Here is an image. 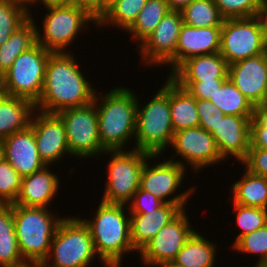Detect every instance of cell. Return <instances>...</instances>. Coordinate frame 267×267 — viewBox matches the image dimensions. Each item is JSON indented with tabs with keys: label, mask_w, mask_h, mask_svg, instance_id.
<instances>
[{
	"label": "cell",
	"mask_w": 267,
	"mask_h": 267,
	"mask_svg": "<svg viewBox=\"0 0 267 267\" xmlns=\"http://www.w3.org/2000/svg\"><path fill=\"white\" fill-rule=\"evenodd\" d=\"M72 54V51L50 53L41 96L35 103L36 110L57 114L94 101L97 89L83 76Z\"/></svg>",
	"instance_id": "6da1fadb"
},
{
	"label": "cell",
	"mask_w": 267,
	"mask_h": 267,
	"mask_svg": "<svg viewBox=\"0 0 267 267\" xmlns=\"http://www.w3.org/2000/svg\"><path fill=\"white\" fill-rule=\"evenodd\" d=\"M124 207L126 204L101 201L92 220L82 219L104 267H121L122 255L136 251L131 240L130 214H125Z\"/></svg>",
	"instance_id": "7a4b0ae2"
},
{
	"label": "cell",
	"mask_w": 267,
	"mask_h": 267,
	"mask_svg": "<svg viewBox=\"0 0 267 267\" xmlns=\"http://www.w3.org/2000/svg\"><path fill=\"white\" fill-rule=\"evenodd\" d=\"M138 100L126 87H113L103 96L95 94L100 143L105 151L123 150L135 137Z\"/></svg>",
	"instance_id": "3957f363"
},
{
	"label": "cell",
	"mask_w": 267,
	"mask_h": 267,
	"mask_svg": "<svg viewBox=\"0 0 267 267\" xmlns=\"http://www.w3.org/2000/svg\"><path fill=\"white\" fill-rule=\"evenodd\" d=\"M142 107L140 109L137 101L133 149L160 155L167 146L170 147L174 134L169 106V76L163 87Z\"/></svg>",
	"instance_id": "277c9868"
},
{
	"label": "cell",
	"mask_w": 267,
	"mask_h": 267,
	"mask_svg": "<svg viewBox=\"0 0 267 267\" xmlns=\"http://www.w3.org/2000/svg\"><path fill=\"white\" fill-rule=\"evenodd\" d=\"M48 209L13 204L14 228L24 261L44 262L49 254L51 241L64 218H57Z\"/></svg>",
	"instance_id": "5b68a950"
},
{
	"label": "cell",
	"mask_w": 267,
	"mask_h": 267,
	"mask_svg": "<svg viewBox=\"0 0 267 267\" xmlns=\"http://www.w3.org/2000/svg\"><path fill=\"white\" fill-rule=\"evenodd\" d=\"M95 256L97 254L89 227L82 218L64 217L51 241L44 265L45 267H88L96 258Z\"/></svg>",
	"instance_id": "8992f818"
},
{
	"label": "cell",
	"mask_w": 267,
	"mask_h": 267,
	"mask_svg": "<svg viewBox=\"0 0 267 267\" xmlns=\"http://www.w3.org/2000/svg\"><path fill=\"white\" fill-rule=\"evenodd\" d=\"M111 154L107 167V182L103 198L106 203L128 204L134 193L140 188L141 173L146 161L159 158L145 151H105Z\"/></svg>",
	"instance_id": "52a82bcc"
},
{
	"label": "cell",
	"mask_w": 267,
	"mask_h": 267,
	"mask_svg": "<svg viewBox=\"0 0 267 267\" xmlns=\"http://www.w3.org/2000/svg\"><path fill=\"white\" fill-rule=\"evenodd\" d=\"M50 53L39 43L21 53L1 76L2 93L22 97L35 104L41 96Z\"/></svg>",
	"instance_id": "ba28073f"
},
{
	"label": "cell",
	"mask_w": 267,
	"mask_h": 267,
	"mask_svg": "<svg viewBox=\"0 0 267 267\" xmlns=\"http://www.w3.org/2000/svg\"><path fill=\"white\" fill-rule=\"evenodd\" d=\"M46 10L41 29L44 32L37 30V43L51 52H67L66 47L74 43L85 26L98 24L86 9L75 4L49 6Z\"/></svg>",
	"instance_id": "9c48e42d"
},
{
	"label": "cell",
	"mask_w": 267,
	"mask_h": 267,
	"mask_svg": "<svg viewBox=\"0 0 267 267\" xmlns=\"http://www.w3.org/2000/svg\"><path fill=\"white\" fill-rule=\"evenodd\" d=\"M64 123L71 156L89 158L105 154L98 130V116L93 101L81 107L69 108L57 113Z\"/></svg>",
	"instance_id": "30bf717a"
},
{
	"label": "cell",
	"mask_w": 267,
	"mask_h": 267,
	"mask_svg": "<svg viewBox=\"0 0 267 267\" xmlns=\"http://www.w3.org/2000/svg\"><path fill=\"white\" fill-rule=\"evenodd\" d=\"M265 36L257 16L224 19L220 51L228 65L264 53Z\"/></svg>",
	"instance_id": "8fae6325"
},
{
	"label": "cell",
	"mask_w": 267,
	"mask_h": 267,
	"mask_svg": "<svg viewBox=\"0 0 267 267\" xmlns=\"http://www.w3.org/2000/svg\"><path fill=\"white\" fill-rule=\"evenodd\" d=\"M182 25L181 11L169 10L156 29L138 44L143 63L151 66L168 65L172 69L168 74L170 76L176 70V48Z\"/></svg>",
	"instance_id": "7c38bea8"
},
{
	"label": "cell",
	"mask_w": 267,
	"mask_h": 267,
	"mask_svg": "<svg viewBox=\"0 0 267 267\" xmlns=\"http://www.w3.org/2000/svg\"><path fill=\"white\" fill-rule=\"evenodd\" d=\"M186 163L183 161L164 160L162 163H157L152 167L149 166L147 161L143 166L141 173L140 187L159 198L167 204H186L192 192L194 193L195 187L175 194L180 187L181 182L185 176ZM174 197L170 198V195ZM176 195V196H175Z\"/></svg>",
	"instance_id": "4fadbf2b"
},
{
	"label": "cell",
	"mask_w": 267,
	"mask_h": 267,
	"mask_svg": "<svg viewBox=\"0 0 267 267\" xmlns=\"http://www.w3.org/2000/svg\"><path fill=\"white\" fill-rule=\"evenodd\" d=\"M170 146L174 148L175 155L169 160L173 161L175 156H179L196 173L206 166L211 167L224 160L214 137L200 126L175 132Z\"/></svg>",
	"instance_id": "5bb4252c"
},
{
	"label": "cell",
	"mask_w": 267,
	"mask_h": 267,
	"mask_svg": "<svg viewBox=\"0 0 267 267\" xmlns=\"http://www.w3.org/2000/svg\"><path fill=\"white\" fill-rule=\"evenodd\" d=\"M185 209L168 225H165L139 252L145 266H157L173 261L187 240L195 232L190 225Z\"/></svg>",
	"instance_id": "9a60e30c"
},
{
	"label": "cell",
	"mask_w": 267,
	"mask_h": 267,
	"mask_svg": "<svg viewBox=\"0 0 267 267\" xmlns=\"http://www.w3.org/2000/svg\"><path fill=\"white\" fill-rule=\"evenodd\" d=\"M30 125L37 143L38 153L46 165L50 166L51 163L62 160L63 156L67 154L71 156L65 126L57 114L35 110Z\"/></svg>",
	"instance_id": "2e32d148"
},
{
	"label": "cell",
	"mask_w": 267,
	"mask_h": 267,
	"mask_svg": "<svg viewBox=\"0 0 267 267\" xmlns=\"http://www.w3.org/2000/svg\"><path fill=\"white\" fill-rule=\"evenodd\" d=\"M228 78L255 107L267 103V58L265 53L230 64Z\"/></svg>",
	"instance_id": "e0dca14e"
},
{
	"label": "cell",
	"mask_w": 267,
	"mask_h": 267,
	"mask_svg": "<svg viewBox=\"0 0 267 267\" xmlns=\"http://www.w3.org/2000/svg\"><path fill=\"white\" fill-rule=\"evenodd\" d=\"M254 116L225 115L211 133L221 157L230 156L240 163L250 148L251 119Z\"/></svg>",
	"instance_id": "ac0fdd59"
},
{
	"label": "cell",
	"mask_w": 267,
	"mask_h": 267,
	"mask_svg": "<svg viewBox=\"0 0 267 267\" xmlns=\"http://www.w3.org/2000/svg\"><path fill=\"white\" fill-rule=\"evenodd\" d=\"M187 204H167L151 211H129L131 240L134 249L140 252L162 227L175 219Z\"/></svg>",
	"instance_id": "d6986e66"
},
{
	"label": "cell",
	"mask_w": 267,
	"mask_h": 267,
	"mask_svg": "<svg viewBox=\"0 0 267 267\" xmlns=\"http://www.w3.org/2000/svg\"><path fill=\"white\" fill-rule=\"evenodd\" d=\"M4 155L10 165L22 176H27L46 164L41 159L31 125L3 139Z\"/></svg>",
	"instance_id": "ffe728a7"
},
{
	"label": "cell",
	"mask_w": 267,
	"mask_h": 267,
	"mask_svg": "<svg viewBox=\"0 0 267 267\" xmlns=\"http://www.w3.org/2000/svg\"><path fill=\"white\" fill-rule=\"evenodd\" d=\"M222 26L196 28L183 23L176 48V69L188 58L218 53Z\"/></svg>",
	"instance_id": "44dd1931"
},
{
	"label": "cell",
	"mask_w": 267,
	"mask_h": 267,
	"mask_svg": "<svg viewBox=\"0 0 267 267\" xmlns=\"http://www.w3.org/2000/svg\"><path fill=\"white\" fill-rule=\"evenodd\" d=\"M49 170L46 165L39 171L22 177L21 188L13 204L48 208L60 186L58 176Z\"/></svg>",
	"instance_id": "7402d4cb"
},
{
	"label": "cell",
	"mask_w": 267,
	"mask_h": 267,
	"mask_svg": "<svg viewBox=\"0 0 267 267\" xmlns=\"http://www.w3.org/2000/svg\"><path fill=\"white\" fill-rule=\"evenodd\" d=\"M228 63L218 52L188 58L170 77L174 81L228 79Z\"/></svg>",
	"instance_id": "603a6c76"
},
{
	"label": "cell",
	"mask_w": 267,
	"mask_h": 267,
	"mask_svg": "<svg viewBox=\"0 0 267 267\" xmlns=\"http://www.w3.org/2000/svg\"><path fill=\"white\" fill-rule=\"evenodd\" d=\"M35 104L22 97L0 95V139L28 127L35 112Z\"/></svg>",
	"instance_id": "cb8c5ba5"
},
{
	"label": "cell",
	"mask_w": 267,
	"mask_h": 267,
	"mask_svg": "<svg viewBox=\"0 0 267 267\" xmlns=\"http://www.w3.org/2000/svg\"><path fill=\"white\" fill-rule=\"evenodd\" d=\"M169 106L175 132L199 127L196 99L169 76Z\"/></svg>",
	"instance_id": "d4e9b609"
},
{
	"label": "cell",
	"mask_w": 267,
	"mask_h": 267,
	"mask_svg": "<svg viewBox=\"0 0 267 267\" xmlns=\"http://www.w3.org/2000/svg\"><path fill=\"white\" fill-rule=\"evenodd\" d=\"M33 18L30 15V18L0 46V76L12 66L21 53L37 44L38 26Z\"/></svg>",
	"instance_id": "484cf974"
},
{
	"label": "cell",
	"mask_w": 267,
	"mask_h": 267,
	"mask_svg": "<svg viewBox=\"0 0 267 267\" xmlns=\"http://www.w3.org/2000/svg\"><path fill=\"white\" fill-rule=\"evenodd\" d=\"M23 262L14 228L13 204H0V267H16Z\"/></svg>",
	"instance_id": "4316f807"
},
{
	"label": "cell",
	"mask_w": 267,
	"mask_h": 267,
	"mask_svg": "<svg viewBox=\"0 0 267 267\" xmlns=\"http://www.w3.org/2000/svg\"><path fill=\"white\" fill-rule=\"evenodd\" d=\"M245 174L232 185L233 203L267 209V179L245 169Z\"/></svg>",
	"instance_id": "83f0119b"
},
{
	"label": "cell",
	"mask_w": 267,
	"mask_h": 267,
	"mask_svg": "<svg viewBox=\"0 0 267 267\" xmlns=\"http://www.w3.org/2000/svg\"><path fill=\"white\" fill-rule=\"evenodd\" d=\"M216 244L194 232L174 261L184 267H214Z\"/></svg>",
	"instance_id": "f1b7e54d"
},
{
	"label": "cell",
	"mask_w": 267,
	"mask_h": 267,
	"mask_svg": "<svg viewBox=\"0 0 267 267\" xmlns=\"http://www.w3.org/2000/svg\"><path fill=\"white\" fill-rule=\"evenodd\" d=\"M209 100L225 115L255 116L256 107L234 86L229 78Z\"/></svg>",
	"instance_id": "f546056e"
},
{
	"label": "cell",
	"mask_w": 267,
	"mask_h": 267,
	"mask_svg": "<svg viewBox=\"0 0 267 267\" xmlns=\"http://www.w3.org/2000/svg\"><path fill=\"white\" fill-rule=\"evenodd\" d=\"M169 10L166 0H147L136 21L126 32L132 34L135 40L141 43L156 29Z\"/></svg>",
	"instance_id": "4dcf8cb0"
},
{
	"label": "cell",
	"mask_w": 267,
	"mask_h": 267,
	"mask_svg": "<svg viewBox=\"0 0 267 267\" xmlns=\"http://www.w3.org/2000/svg\"><path fill=\"white\" fill-rule=\"evenodd\" d=\"M146 3L147 0H118L99 18L97 26L111 24L127 31Z\"/></svg>",
	"instance_id": "1f68e13d"
},
{
	"label": "cell",
	"mask_w": 267,
	"mask_h": 267,
	"mask_svg": "<svg viewBox=\"0 0 267 267\" xmlns=\"http://www.w3.org/2000/svg\"><path fill=\"white\" fill-rule=\"evenodd\" d=\"M22 0H0V46L30 18V7Z\"/></svg>",
	"instance_id": "d6a6232c"
},
{
	"label": "cell",
	"mask_w": 267,
	"mask_h": 267,
	"mask_svg": "<svg viewBox=\"0 0 267 267\" xmlns=\"http://www.w3.org/2000/svg\"><path fill=\"white\" fill-rule=\"evenodd\" d=\"M181 14L183 23L196 28L222 26L224 20L214 0H193Z\"/></svg>",
	"instance_id": "836d02e7"
},
{
	"label": "cell",
	"mask_w": 267,
	"mask_h": 267,
	"mask_svg": "<svg viewBox=\"0 0 267 267\" xmlns=\"http://www.w3.org/2000/svg\"><path fill=\"white\" fill-rule=\"evenodd\" d=\"M236 210V224L241 230L233 245L244 235L249 234L267 224V209L243 206L233 203Z\"/></svg>",
	"instance_id": "e575fe53"
},
{
	"label": "cell",
	"mask_w": 267,
	"mask_h": 267,
	"mask_svg": "<svg viewBox=\"0 0 267 267\" xmlns=\"http://www.w3.org/2000/svg\"><path fill=\"white\" fill-rule=\"evenodd\" d=\"M237 252L254 254L259 257L256 264L267 261V224L242 236L232 247ZM260 254V255H259Z\"/></svg>",
	"instance_id": "d590c367"
},
{
	"label": "cell",
	"mask_w": 267,
	"mask_h": 267,
	"mask_svg": "<svg viewBox=\"0 0 267 267\" xmlns=\"http://www.w3.org/2000/svg\"><path fill=\"white\" fill-rule=\"evenodd\" d=\"M22 176L7 160L0 163V204H13L21 188Z\"/></svg>",
	"instance_id": "8d00e7d4"
},
{
	"label": "cell",
	"mask_w": 267,
	"mask_h": 267,
	"mask_svg": "<svg viewBox=\"0 0 267 267\" xmlns=\"http://www.w3.org/2000/svg\"><path fill=\"white\" fill-rule=\"evenodd\" d=\"M224 19L257 16L261 4L257 0H214Z\"/></svg>",
	"instance_id": "74e56055"
},
{
	"label": "cell",
	"mask_w": 267,
	"mask_h": 267,
	"mask_svg": "<svg viewBox=\"0 0 267 267\" xmlns=\"http://www.w3.org/2000/svg\"><path fill=\"white\" fill-rule=\"evenodd\" d=\"M250 148L267 149V103L258 105L251 119Z\"/></svg>",
	"instance_id": "f35d334b"
},
{
	"label": "cell",
	"mask_w": 267,
	"mask_h": 267,
	"mask_svg": "<svg viewBox=\"0 0 267 267\" xmlns=\"http://www.w3.org/2000/svg\"><path fill=\"white\" fill-rule=\"evenodd\" d=\"M196 108L199 116V126L210 134L225 116L210 100L196 99Z\"/></svg>",
	"instance_id": "ab89813d"
},
{
	"label": "cell",
	"mask_w": 267,
	"mask_h": 267,
	"mask_svg": "<svg viewBox=\"0 0 267 267\" xmlns=\"http://www.w3.org/2000/svg\"><path fill=\"white\" fill-rule=\"evenodd\" d=\"M227 79H213L208 81H175L182 88L187 89L195 99L209 100Z\"/></svg>",
	"instance_id": "60d3db41"
},
{
	"label": "cell",
	"mask_w": 267,
	"mask_h": 267,
	"mask_svg": "<svg viewBox=\"0 0 267 267\" xmlns=\"http://www.w3.org/2000/svg\"><path fill=\"white\" fill-rule=\"evenodd\" d=\"M249 172L267 179V149L249 148L246 158L241 162Z\"/></svg>",
	"instance_id": "b9f144b4"
},
{
	"label": "cell",
	"mask_w": 267,
	"mask_h": 267,
	"mask_svg": "<svg viewBox=\"0 0 267 267\" xmlns=\"http://www.w3.org/2000/svg\"><path fill=\"white\" fill-rule=\"evenodd\" d=\"M128 211H151L160 208L164 202L141 187L134 193L129 201Z\"/></svg>",
	"instance_id": "7bdbcfd3"
},
{
	"label": "cell",
	"mask_w": 267,
	"mask_h": 267,
	"mask_svg": "<svg viewBox=\"0 0 267 267\" xmlns=\"http://www.w3.org/2000/svg\"><path fill=\"white\" fill-rule=\"evenodd\" d=\"M72 4L86 9L97 20L102 16V0H72Z\"/></svg>",
	"instance_id": "ee69618b"
},
{
	"label": "cell",
	"mask_w": 267,
	"mask_h": 267,
	"mask_svg": "<svg viewBox=\"0 0 267 267\" xmlns=\"http://www.w3.org/2000/svg\"><path fill=\"white\" fill-rule=\"evenodd\" d=\"M43 4L46 7L49 6H58V5H69L72 4V0H30L27 4L28 6H32V4Z\"/></svg>",
	"instance_id": "f6af8a7d"
},
{
	"label": "cell",
	"mask_w": 267,
	"mask_h": 267,
	"mask_svg": "<svg viewBox=\"0 0 267 267\" xmlns=\"http://www.w3.org/2000/svg\"><path fill=\"white\" fill-rule=\"evenodd\" d=\"M257 17L261 23L263 34L267 37V3L261 4V7L258 9Z\"/></svg>",
	"instance_id": "bcb514c9"
},
{
	"label": "cell",
	"mask_w": 267,
	"mask_h": 267,
	"mask_svg": "<svg viewBox=\"0 0 267 267\" xmlns=\"http://www.w3.org/2000/svg\"><path fill=\"white\" fill-rule=\"evenodd\" d=\"M170 10L181 11L193 0H166Z\"/></svg>",
	"instance_id": "7dc6e473"
},
{
	"label": "cell",
	"mask_w": 267,
	"mask_h": 267,
	"mask_svg": "<svg viewBox=\"0 0 267 267\" xmlns=\"http://www.w3.org/2000/svg\"><path fill=\"white\" fill-rule=\"evenodd\" d=\"M16 267H45L44 262L25 261Z\"/></svg>",
	"instance_id": "c3c4849f"
},
{
	"label": "cell",
	"mask_w": 267,
	"mask_h": 267,
	"mask_svg": "<svg viewBox=\"0 0 267 267\" xmlns=\"http://www.w3.org/2000/svg\"><path fill=\"white\" fill-rule=\"evenodd\" d=\"M118 0H102V15Z\"/></svg>",
	"instance_id": "681fc988"
},
{
	"label": "cell",
	"mask_w": 267,
	"mask_h": 267,
	"mask_svg": "<svg viewBox=\"0 0 267 267\" xmlns=\"http://www.w3.org/2000/svg\"><path fill=\"white\" fill-rule=\"evenodd\" d=\"M184 267L181 264H178L176 261H166L163 263H160L159 265H157V267Z\"/></svg>",
	"instance_id": "f907efd6"
},
{
	"label": "cell",
	"mask_w": 267,
	"mask_h": 267,
	"mask_svg": "<svg viewBox=\"0 0 267 267\" xmlns=\"http://www.w3.org/2000/svg\"><path fill=\"white\" fill-rule=\"evenodd\" d=\"M5 159L3 140L0 139V163Z\"/></svg>",
	"instance_id": "816d5d0a"
},
{
	"label": "cell",
	"mask_w": 267,
	"mask_h": 267,
	"mask_svg": "<svg viewBox=\"0 0 267 267\" xmlns=\"http://www.w3.org/2000/svg\"><path fill=\"white\" fill-rule=\"evenodd\" d=\"M255 267H267V261L260 264H255Z\"/></svg>",
	"instance_id": "f5cc1de1"
},
{
	"label": "cell",
	"mask_w": 267,
	"mask_h": 267,
	"mask_svg": "<svg viewBox=\"0 0 267 267\" xmlns=\"http://www.w3.org/2000/svg\"><path fill=\"white\" fill-rule=\"evenodd\" d=\"M264 53L267 58V37H265Z\"/></svg>",
	"instance_id": "db71d44e"
},
{
	"label": "cell",
	"mask_w": 267,
	"mask_h": 267,
	"mask_svg": "<svg viewBox=\"0 0 267 267\" xmlns=\"http://www.w3.org/2000/svg\"><path fill=\"white\" fill-rule=\"evenodd\" d=\"M260 4H265L267 3V0H257Z\"/></svg>",
	"instance_id": "11a10c76"
},
{
	"label": "cell",
	"mask_w": 267,
	"mask_h": 267,
	"mask_svg": "<svg viewBox=\"0 0 267 267\" xmlns=\"http://www.w3.org/2000/svg\"><path fill=\"white\" fill-rule=\"evenodd\" d=\"M2 94V83H1V76H0V95Z\"/></svg>",
	"instance_id": "9f6ffc18"
}]
</instances>
